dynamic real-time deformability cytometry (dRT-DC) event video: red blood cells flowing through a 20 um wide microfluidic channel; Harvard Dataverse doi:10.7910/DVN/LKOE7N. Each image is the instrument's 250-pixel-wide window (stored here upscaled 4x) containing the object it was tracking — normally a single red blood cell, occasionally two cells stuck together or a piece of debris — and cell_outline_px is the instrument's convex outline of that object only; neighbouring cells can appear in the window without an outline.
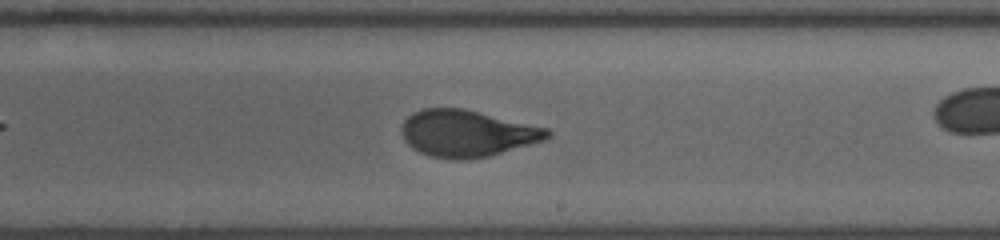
{"species": "human", "species_latin": "Homo sapiens", "temperature_condition": "room temperature", "stored_images_in_passage": 39, "camera_frame_rate_fps": 3000, "um_per_image_px": 0.085, "donor": {"sex": "male"}, "frame": {"image": 1, "passage_image": 28, "time_ms": 9.0, "image_size_px": [1000, 240], "cell_outline_px": [[552, 136], [548, 140], [488, 156], [464, 160], [452, 160], [428, 156], [412, 148], [404, 140], [400, 132], [400, 124], [412, 112], [424, 108], [464, 108], [548, 128], [552, 132]], "centroid_in_image_um": [39.7, 11.34], "position_along_channel_um": 249.3, "area_um2": 40.29}}
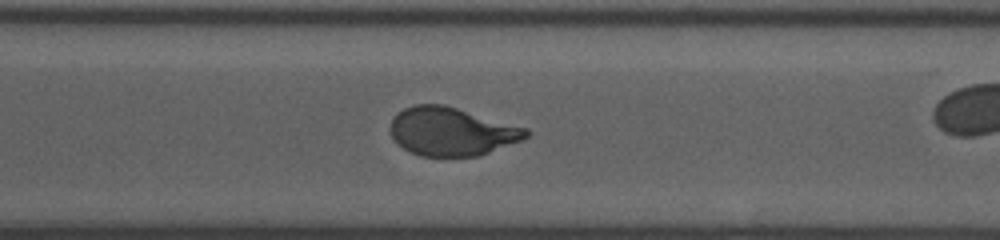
{"frame": {"image": 2, "passage_image": 34, "time_ms": 11.0, "image_size_px": [1000, 240], "cell_outline_px": [[528, 136], [524, 140], [480, 156], [420, 156], [404, 148], [392, 136], [392, 116], [404, 108], [416, 104], [444, 104], [528, 128]], "centroid_in_image_um": [38.44, 11.17], "position_along_channel_um": 332.2, "area_um2": 38.21}}